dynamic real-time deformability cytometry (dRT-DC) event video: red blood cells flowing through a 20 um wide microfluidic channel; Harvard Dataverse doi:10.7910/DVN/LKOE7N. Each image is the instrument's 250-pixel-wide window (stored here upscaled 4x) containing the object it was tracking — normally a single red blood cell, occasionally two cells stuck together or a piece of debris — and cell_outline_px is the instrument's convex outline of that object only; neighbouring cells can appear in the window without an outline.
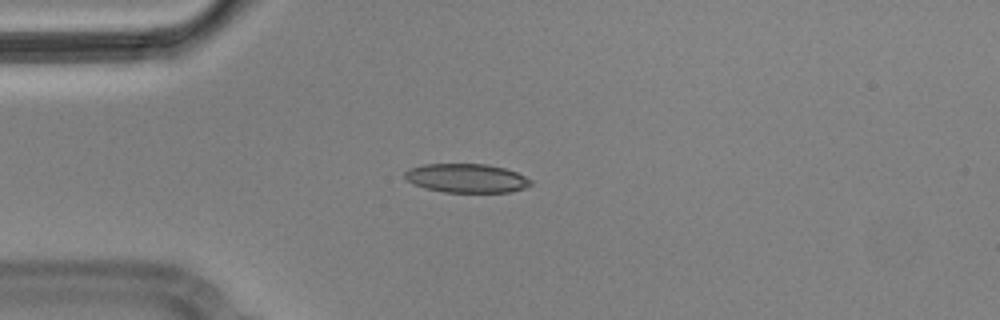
{"species": "Egyptian fruit bat (a non-hibernating species)", "species_latin": "Rousettus aegyptiacus", "temperature_condition": "cold", "stored_images_in_passage": 5, "camera_frame_rate_fps": 3000, "um_per_image_px": 0.085, "animal": {"sex": "male"}, "frame": {"image": 1, "passage_image": 3, "time_ms": 0.667, "image_size_px": [1000, 320], "cell_outline_px": [[532, 184], [524, 188], [512, 192], [444, 192], [424, 188], [408, 180], [404, 176], [404, 172], [408, 168], [424, 164], [484, 164], [504, 168], [516, 172], [532, 180]], "centroid_in_image_um": [39.66, 15.14], "position_along_channel_um": 45.3, "area_um2": 21.15}}
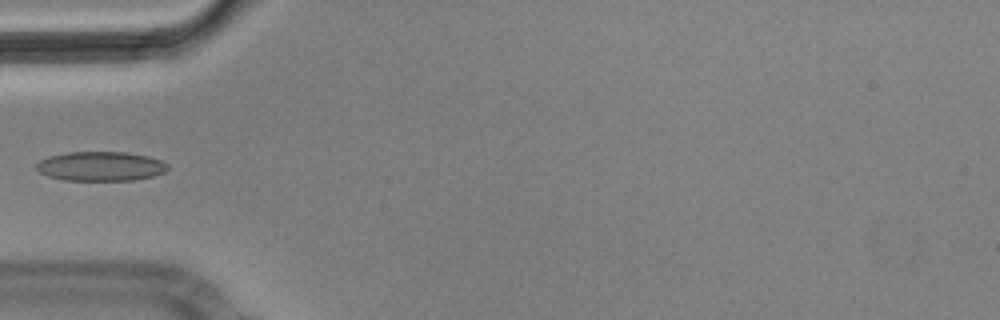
{"frame": {"image": 2, "passage_image": 4, "time_ms": 1.0, "image_size_px": [1000, 320], "cell_outline_px": [[168, 168], [164, 172], [152, 176], [132, 180], [64, 180], [48, 176], [40, 172], [36, 168], [36, 164], [40, 160], [48, 156], [68, 152], [124, 152], [148, 156], [160, 160], [168, 164]], "centroid_in_image_um": [8.54, 14.13], "position_along_channel_um": 76.5, "area_um2": 22.37}}